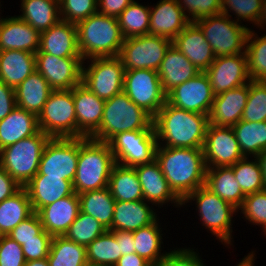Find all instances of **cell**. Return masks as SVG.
<instances>
[{
    "mask_svg": "<svg viewBox=\"0 0 266 266\" xmlns=\"http://www.w3.org/2000/svg\"><path fill=\"white\" fill-rule=\"evenodd\" d=\"M155 160L169 187L181 201L196 189L205 186L207 168L203 148L157 146Z\"/></svg>",
    "mask_w": 266,
    "mask_h": 266,
    "instance_id": "cell-1",
    "label": "cell"
},
{
    "mask_svg": "<svg viewBox=\"0 0 266 266\" xmlns=\"http://www.w3.org/2000/svg\"><path fill=\"white\" fill-rule=\"evenodd\" d=\"M208 115L189 112L167 102L153 117L157 146L203 148Z\"/></svg>",
    "mask_w": 266,
    "mask_h": 266,
    "instance_id": "cell-2",
    "label": "cell"
},
{
    "mask_svg": "<svg viewBox=\"0 0 266 266\" xmlns=\"http://www.w3.org/2000/svg\"><path fill=\"white\" fill-rule=\"evenodd\" d=\"M191 210L195 209L196 218L207 233H211L217 242L219 241L223 247L234 250V216L238 215V209L229 202L222 200L216 194L212 193L205 186H202L191 194H189L182 201V209H187V206H194ZM232 246V247H231Z\"/></svg>",
    "mask_w": 266,
    "mask_h": 266,
    "instance_id": "cell-3",
    "label": "cell"
},
{
    "mask_svg": "<svg viewBox=\"0 0 266 266\" xmlns=\"http://www.w3.org/2000/svg\"><path fill=\"white\" fill-rule=\"evenodd\" d=\"M115 157L107 142L79 138V158L73 189L77 194L108 187Z\"/></svg>",
    "mask_w": 266,
    "mask_h": 266,
    "instance_id": "cell-4",
    "label": "cell"
},
{
    "mask_svg": "<svg viewBox=\"0 0 266 266\" xmlns=\"http://www.w3.org/2000/svg\"><path fill=\"white\" fill-rule=\"evenodd\" d=\"M76 26L78 49L83 60L119 56L124 37L117 18L97 12Z\"/></svg>",
    "mask_w": 266,
    "mask_h": 266,
    "instance_id": "cell-5",
    "label": "cell"
},
{
    "mask_svg": "<svg viewBox=\"0 0 266 266\" xmlns=\"http://www.w3.org/2000/svg\"><path fill=\"white\" fill-rule=\"evenodd\" d=\"M152 124L153 117L122 91L105 101L100 127L90 138L108 143L118 133L146 130Z\"/></svg>",
    "mask_w": 266,
    "mask_h": 266,
    "instance_id": "cell-6",
    "label": "cell"
},
{
    "mask_svg": "<svg viewBox=\"0 0 266 266\" xmlns=\"http://www.w3.org/2000/svg\"><path fill=\"white\" fill-rule=\"evenodd\" d=\"M50 136L41 130L0 150V166L21 186L38 173L43 150Z\"/></svg>",
    "mask_w": 266,
    "mask_h": 266,
    "instance_id": "cell-7",
    "label": "cell"
},
{
    "mask_svg": "<svg viewBox=\"0 0 266 266\" xmlns=\"http://www.w3.org/2000/svg\"><path fill=\"white\" fill-rule=\"evenodd\" d=\"M215 57L245 53L249 28L220 13L195 21Z\"/></svg>",
    "mask_w": 266,
    "mask_h": 266,
    "instance_id": "cell-8",
    "label": "cell"
},
{
    "mask_svg": "<svg viewBox=\"0 0 266 266\" xmlns=\"http://www.w3.org/2000/svg\"><path fill=\"white\" fill-rule=\"evenodd\" d=\"M37 118L40 130L51 138H76L73 88L53 90Z\"/></svg>",
    "mask_w": 266,
    "mask_h": 266,
    "instance_id": "cell-9",
    "label": "cell"
},
{
    "mask_svg": "<svg viewBox=\"0 0 266 266\" xmlns=\"http://www.w3.org/2000/svg\"><path fill=\"white\" fill-rule=\"evenodd\" d=\"M124 72L119 56L83 60L82 83L106 101L123 91Z\"/></svg>",
    "mask_w": 266,
    "mask_h": 266,
    "instance_id": "cell-10",
    "label": "cell"
},
{
    "mask_svg": "<svg viewBox=\"0 0 266 266\" xmlns=\"http://www.w3.org/2000/svg\"><path fill=\"white\" fill-rule=\"evenodd\" d=\"M108 143L116 163L127 167L151 163L158 145L153 124L146 130L118 133Z\"/></svg>",
    "mask_w": 266,
    "mask_h": 266,
    "instance_id": "cell-11",
    "label": "cell"
},
{
    "mask_svg": "<svg viewBox=\"0 0 266 266\" xmlns=\"http://www.w3.org/2000/svg\"><path fill=\"white\" fill-rule=\"evenodd\" d=\"M172 40L155 35L124 39L119 54L124 70L152 69L158 71Z\"/></svg>",
    "mask_w": 266,
    "mask_h": 266,
    "instance_id": "cell-12",
    "label": "cell"
},
{
    "mask_svg": "<svg viewBox=\"0 0 266 266\" xmlns=\"http://www.w3.org/2000/svg\"><path fill=\"white\" fill-rule=\"evenodd\" d=\"M123 92L152 117L166 102V93L162 88L158 71L152 69L125 71Z\"/></svg>",
    "mask_w": 266,
    "mask_h": 266,
    "instance_id": "cell-13",
    "label": "cell"
},
{
    "mask_svg": "<svg viewBox=\"0 0 266 266\" xmlns=\"http://www.w3.org/2000/svg\"><path fill=\"white\" fill-rule=\"evenodd\" d=\"M79 158V138H50L40 159L38 173L73 183Z\"/></svg>",
    "mask_w": 266,
    "mask_h": 266,
    "instance_id": "cell-14",
    "label": "cell"
},
{
    "mask_svg": "<svg viewBox=\"0 0 266 266\" xmlns=\"http://www.w3.org/2000/svg\"><path fill=\"white\" fill-rule=\"evenodd\" d=\"M206 168L232 166L244 158L232 127L208 124L203 146Z\"/></svg>",
    "mask_w": 266,
    "mask_h": 266,
    "instance_id": "cell-15",
    "label": "cell"
},
{
    "mask_svg": "<svg viewBox=\"0 0 266 266\" xmlns=\"http://www.w3.org/2000/svg\"><path fill=\"white\" fill-rule=\"evenodd\" d=\"M36 70L53 90H68L82 82V58L53 56L36 52Z\"/></svg>",
    "mask_w": 266,
    "mask_h": 266,
    "instance_id": "cell-16",
    "label": "cell"
},
{
    "mask_svg": "<svg viewBox=\"0 0 266 266\" xmlns=\"http://www.w3.org/2000/svg\"><path fill=\"white\" fill-rule=\"evenodd\" d=\"M214 97L207 74L200 72L170 90L166 94V102L189 112L208 115Z\"/></svg>",
    "mask_w": 266,
    "mask_h": 266,
    "instance_id": "cell-17",
    "label": "cell"
},
{
    "mask_svg": "<svg viewBox=\"0 0 266 266\" xmlns=\"http://www.w3.org/2000/svg\"><path fill=\"white\" fill-rule=\"evenodd\" d=\"M205 73L215 96L250 82L245 53L215 57Z\"/></svg>",
    "mask_w": 266,
    "mask_h": 266,
    "instance_id": "cell-18",
    "label": "cell"
},
{
    "mask_svg": "<svg viewBox=\"0 0 266 266\" xmlns=\"http://www.w3.org/2000/svg\"><path fill=\"white\" fill-rule=\"evenodd\" d=\"M141 184L144 200L153 204L157 209H167L173 206L181 210L182 201L174 194L168 185L159 163L154 159L151 163L135 166ZM167 205V206H166Z\"/></svg>",
    "mask_w": 266,
    "mask_h": 266,
    "instance_id": "cell-19",
    "label": "cell"
},
{
    "mask_svg": "<svg viewBox=\"0 0 266 266\" xmlns=\"http://www.w3.org/2000/svg\"><path fill=\"white\" fill-rule=\"evenodd\" d=\"M76 113V138H90L100 127L105 101L82 82L73 88Z\"/></svg>",
    "mask_w": 266,
    "mask_h": 266,
    "instance_id": "cell-20",
    "label": "cell"
},
{
    "mask_svg": "<svg viewBox=\"0 0 266 266\" xmlns=\"http://www.w3.org/2000/svg\"><path fill=\"white\" fill-rule=\"evenodd\" d=\"M190 22L176 0L150 2L149 35L173 40Z\"/></svg>",
    "mask_w": 266,
    "mask_h": 266,
    "instance_id": "cell-21",
    "label": "cell"
},
{
    "mask_svg": "<svg viewBox=\"0 0 266 266\" xmlns=\"http://www.w3.org/2000/svg\"><path fill=\"white\" fill-rule=\"evenodd\" d=\"M0 51L18 50L36 53L40 33L17 15H0Z\"/></svg>",
    "mask_w": 266,
    "mask_h": 266,
    "instance_id": "cell-22",
    "label": "cell"
},
{
    "mask_svg": "<svg viewBox=\"0 0 266 266\" xmlns=\"http://www.w3.org/2000/svg\"><path fill=\"white\" fill-rule=\"evenodd\" d=\"M249 95V83L214 97L208 114L209 124L233 127L242 119Z\"/></svg>",
    "mask_w": 266,
    "mask_h": 266,
    "instance_id": "cell-23",
    "label": "cell"
},
{
    "mask_svg": "<svg viewBox=\"0 0 266 266\" xmlns=\"http://www.w3.org/2000/svg\"><path fill=\"white\" fill-rule=\"evenodd\" d=\"M172 45L182 52L199 72H205L215 59L210 44L195 22H190L172 40Z\"/></svg>",
    "mask_w": 266,
    "mask_h": 266,
    "instance_id": "cell-24",
    "label": "cell"
},
{
    "mask_svg": "<svg viewBox=\"0 0 266 266\" xmlns=\"http://www.w3.org/2000/svg\"><path fill=\"white\" fill-rule=\"evenodd\" d=\"M58 57L82 58L78 49L77 26L60 20L40 33L39 50Z\"/></svg>",
    "mask_w": 266,
    "mask_h": 266,
    "instance_id": "cell-25",
    "label": "cell"
},
{
    "mask_svg": "<svg viewBox=\"0 0 266 266\" xmlns=\"http://www.w3.org/2000/svg\"><path fill=\"white\" fill-rule=\"evenodd\" d=\"M158 213L162 212L145 200L115 201L111 230L134 232L153 223Z\"/></svg>",
    "mask_w": 266,
    "mask_h": 266,
    "instance_id": "cell-26",
    "label": "cell"
},
{
    "mask_svg": "<svg viewBox=\"0 0 266 266\" xmlns=\"http://www.w3.org/2000/svg\"><path fill=\"white\" fill-rule=\"evenodd\" d=\"M80 201L77 193L42 207L37 213L44 230L52 237L63 236L77 218Z\"/></svg>",
    "mask_w": 266,
    "mask_h": 266,
    "instance_id": "cell-27",
    "label": "cell"
},
{
    "mask_svg": "<svg viewBox=\"0 0 266 266\" xmlns=\"http://www.w3.org/2000/svg\"><path fill=\"white\" fill-rule=\"evenodd\" d=\"M24 188L34 212L74 193L71 181L46 175H35Z\"/></svg>",
    "mask_w": 266,
    "mask_h": 266,
    "instance_id": "cell-28",
    "label": "cell"
},
{
    "mask_svg": "<svg viewBox=\"0 0 266 266\" xmlns=\"http://www.w3.org/2000/svg\"><path fill=\"white\" fill-rule=\"evenodd\" d=\"M198 73L199 70L173 45L166 51L158 69L162 88L166 94Z\"/></svg>",
    "mask_w": 266,
    "mask_h": 266,
    "instance_id": "cell-29",
    "label": "cell"
},
{
    "mask_svg": "<svg viewBox=\"0 0 266 266\" xmlns=\"http://www.w3.org/2000/svg\"><path fill=\"white\" fill-rule=\"evenodd\" d=\"M40 131L35 114L16 107L0 120V150Z\"/></svg>",
    "mask_w": 266,
    "mask_h": 266,
    "instance_id": "cell-30",
    "label": "cell"
},
{
    "mask_svg": "<svg viewBox=\"0 0 266 266\" xmlns=\"http://www.w3.org/2000/svg\"><path fill=\"white\" fill-rule=\"evenodd\" d=\"M36 70L34 53L18 50L0 51V81L16 88Z\"/></svg>",
    "mask_w": 266,
    "mask_h": 266,
    "instance_id": "cell-31",
    "label": "cell"
},
{
    "mask_svg": "<svg viewBox=\"0 0 266 266\" xmlns=\"http://www.w3.org/2000/svg\"><path fill=\"white\" fill-rule=\"evenodd\" d=\"M160 222L162 221L158 217L153 223L133 232L135 252L151 265H158L167 254V249L163 250L164 246H162L166 238L163 231L167 227L165 224V228H162L163 225Z\"/></svg>",
    "mask_w": 266,
    "mask_h": 266,
    "instance_id": "cell-32",
    "label": "cell"
},
{
    "mask_svg": "<svg viewBox=\"0 0 266 266\" xmlns=\"http://www.w3.org/2000/svg\"><path fill=\"white\" fill-rule=\"evenodd\" d=\"M17 107L39 115L53 89L43 76L35 70L15 89Z\"/></svg>",
    "mask_w": 266,
    "mask_h": 266,
    "instance_id": "cell-33",
    "label": "cell"
},
{
    "mask_svg": "<svg viewBox=\"0 0 266 266\" xmlns=\"http://www.w3.org/2000/svg\"><path fill=\"white\" fill-rule=\"evenodd\" d=\"M21 14L17 16L39 33L48 30L61 20L59 0H20Z\"/></svg>",
    "mask_w": 266,
    "mask_h": 266,
    "instance_id": "cell-34",
    "label": "cell"
},
{
    "mask_svg": "<svg viewBox=\"0 0 266 266\" xmlns=\"http://www.w3.org/2000/svg\"><path fill=\"white\" fill-rule=\"evenodd\" d=\"M205 187L237 209L246 197L236 181L231 166L207 168Z\"/></svg>",
    "mask_w": 266,
    "mask_h": 266,
    "instance_id": "cell-35",
    "label": "cell"
},
{
    "mask_svg": "<svg viewBox=\"0 0 266 266\" xmlns=\"http://www.w3.org/2000/svg\"><path fill=\"white\" fill-rule=\"evenodd\" d=\"M108 189L115 201L144 200L135 167L116 163L110 174Z\"/></svg>",
    "mask_w": 266,
    "mask_h": 266,
    "instance_id": "cell-36",
    "label": "cell"
},
{
    "mask_svg": "<svg viewBox=\"0 0 266 266\" xmlns=\"http://www.w3.org/2000/svg\"><path fill=\"white\" fill-rule=\"evenodd\" d=\"M33 213L28 192L22 187L12 197L0 202V236L8 235Z\"/></svg>",
    "mask_w": 266,
    "mask_h": 266,
    "instance_id": "cell-37",
    "label": "cell"
},
{
    "mask_svg": "<svg viewBox=\"0 0 266 266\" xmlns=\"http://www.w3.org/2000/svg\"><path fill=\"white\" fill-rule=\"evenodd\" d=\"M80 211L97 219L107 230H111L115 200L108 187L78 194Z\"/></svg>",
    "mask_w": 266,
    "mask_h": 266,
    "instance_id": "cell-38",
    "label": "cell"
},
{
    "mask_svg": "<svg viewBox=\"0 0 266 266\" xmlns=\"http://www.w3.org/2000/svg\"><path fill=\"white\" fill-rule=\"evenodd\" d=\"M47 259L50 266H89L86 247L65 236L52 237Z\"/></svg>",
    "mask_w": 266,
    "mask_h": 266,
    "instance_id": "cell-39",
    "label": "cell"
},
{
    "mask_svg": "<svg viewBox=\"0 0 266 266\" xmlns=\"http://www.w3.org/2000/svg\"><path fill=\"white\" fill-rule=\"evenodd\" d=\"M232 128L244 157H257L266 149V121L240 120Z\"/></svg>",
    "mask_w": 266,
    "mask_h": 266,
    "instance_id": "cell-40",
    "label": "cell"
},
{
    "mask_svg": "<svg viewBox=\"0 0 266 266\" xmlns=\"http://www.w3.org/2000/svg\"><path fill=\"white\" fill-rule=\"evenodd\" d=\"M118 23L124 39L149 34L150 4L134 0L119 15Z\"/></svg>",
    "mask_w": 266,
    "mask_h": 266,
    "instance_id": "cell-41",
    "label": "cell"
},
{
    "mask_svg": "<svg viewBox=\"0 0 266 266\" xmlns=\"http://www.w3.org/2000/svg\"><path fill=\"white\" fill-rule=\"evenodd\" d=\"M257 33L251 28L246 38L247 72L250 81L266 82V32Z\"/></svg>",
    "mask_w": 266,
    "mask_h": 266,
    "instance_id": "cell-42",
    "label": "cell"
},
{
    "mask_svg": "<svg viewBox=\"0 0 266 266\" xmlns=\"http://www.w3.org/2000/svg\"><path fill=\"white\" fill-rule=\"evenodd\" d=\"M89 266H114L122 256L113 230H106L93 240L87 247Z\"/></svg>",
    "mask_w": 266,
    "mask_h": 266,
    "instance_id": "cell-43",
    "label": "cell"
},
{
    "mask_svg": "<svg viewBox=\"0 0 266 266\" xmlns=\"http://www.w3.org/2000/svg\"><path fill=\"white\" fill-rule=\"evenodd\" d=\"M231 167L245 196L265 190L262 169L257 157H244Z\"/></svg>",
    "mask_w": 266,
    "mask_h": 266,
    "instance_id": "cell-44",
    "label": "cell"
},
{
    "mask_svg": "<svg viewBox=\"0 0 266 266\" xmlns=\"http://www.w3.org/2000/svg\"><path fill=\"white\" fill-rule=\"evenodd\" d=\"M106 230L97 219L79 211L77 218L63 236L77 244L87 247Z\"/></svg>",
    "mask_w": 266,
    "mask_h": 266,
    "instance_id": "cell-45",
    "label": "cell"
},
{
    "mask_svg": "<svg viewBox=\"0 0 266 266\" xmlns=\"http://www.w3.org/2000/svg\"><path fill=\"white\" fill-rule=\"evenodd\" d=\"M263 0H222V12L249 29L256 27L261 14ZM245 24H244V23ZM247 22V23H246ZM252 24L251 27L247 24Z\"/></svg>",
    "mask_w": 266,
    "mask_h": 266,
    "instance_id": "cell-46",
    "label": "cell"
},
{
    "mask_svg": "<svg viewBox=\"0 0 266 266\" xmlns=\"http://www.w3.org/2000/svg\"><path fill=\"white\" fill-rule=\"evenodd\" d=\"M241 120L248 122L266 121V82H249V95Z\"/></svg>",
    "mask_w": 266,
    "mask_h": 266,
    "instance_id": "cell-47",
    "label": "cell"
},
{
    "mask_svg": "<svg viewBox=\"0 0 266 266\" xmlns=\"http://www.w3.org/2000/svg\"><path fill=\"white\" fill-rule=\"evenodd\" d=\"M238 214L243 215L241 218L246 223L257 225L263 231L266 228V189L246 195Z\"/></svg>",
    "mask_w": 266,
    "mask_h": 266,
    "instance_id": "cell-48",
    "label": "cell"
},
{
    "mask_svg": "<svg viewBox=\"0 0 266 266\" xmlns=\"http://www.w3.org/2000/svg\"><path fill=\"white\" fill-rule=\"evenodd\" d=\"M61 20L77 24L98 12V0H59Z\"/></svg>",
    "mask_w": 266,
    "mask_h": 266,
    "instance_id": "cell-49",
    "label": "cell"
},
{
    "mask_svg": "<svg viewBox=\"0 0 266 266\" xmlns=\"http://www.w3.org/2000/svg\"><path fill=\"white\" fill-rule=\"evenodd\" d=\"M186 17L195 22L222 12V0H176Z\"/></svg>",
    "mask_w": 266,
    "mask_h": 266,
    "instance_id": "cell-50",
    "label": "cell"
},
{
    "mask_svg": "<svg viewBox=\"0 0 266 266\" xmlns=\"http://www.w3.org/2000/svg\"><path fill=\"white\" fill-rule=\"evenodd\" d=\"M168 249V252L164 259L158 264V266H207L206 259H202V254L196 247H176ZM196 248V249H195ZM170 250V251H169ZM205 260V261H203Z\"/></svg>",
    "mask_w": 266,
    "mask_h": 266,
    "instance_id": "cell-51",
    "label": "cell"
},
{
    "mask_svg": "<svg viewBox=\"0 0 266 266\" xmlns=\"http://www.w3.org/2000/svg\"><path fill=\"white\" fill-rule=\"evenodd\" d=\"M44 230L37 212L20 222L7 236L19 245L30 240H38V235Z\"/></svg>",
    "mask_w": 266,
    "mask_h": 266,
    "instance_id": "cell-52",
    "label": "cell"
},
{
    "mask_svg": "<svg viewBox=\"0 0 266 266\" xmlns=\"http://www.w3.org/2000/svg\"><path fill=\"white\" fill-rule=\"evenodd\" d=\"M22 246L7 235L0 236V266H24Z\"/></svg>",
    "mask_w": 266,
    "mask_h": 266,
    "instance_id": "cell-53",
    "label": "cell"
},
{
    "mask_svg": "<svg viewBox=\"0 0 266 266\" xmlns=\"http://www.w3.org/2000/svg\"><path fill=\"white\" fill-rule=\"evenodd\" d=\"M52 236L43 230L38 235V240L24 242L22 251L26 261L39 260L47 258L50 250Z\"/></svg>",
    "mask_w": 266,
    "mask_h": 266,
    "instance_id": "cell-54",
    "label": "cell"
},
{
    "mask_svg": "<svg viewBox=\"0 0 266 266\" xmlns=\"http://www.w3.org/2000/svg\"><path fill=\"white\" fill-rule=\"evenodd\" d=\"M16 107L14 88L6 85L3 81H0V120H3Z\"/></svg>",
    "mask_w": 266,
    "mask_h": 266,
    "instance_id": "cell-55",
    "label": "cell"
},
{
    "mask_svg": "<svg viewBox=\"0 0 266 266\" xmlns=\"http://www.w3.org/2000/svg\"><path fill=\"white\" fill-rule=\"evenodd\" d=\"M134 0H98V13L118 18Z\"/></svg>",
    "mask_w": 266,
    "mask_h": 266,
    "instance_id": "cell-56",
    "label": "cell"
},
{
    "mask_svg": "<svg viewBox=\"0 0 266 266\" xmlns=\"http://www.w3.org/2000/svg\"><path fill=\"white\" fill-rule=\"evenodd\" d=\"M22 187L0 166V202L12 197Z\"/></svg>",
    "mask_w": 266,
    "mask_h": 266,
    "instance_id": "cell-57",
    "label": "cell"
},
{
    "mask_svg": "<svg viewBox=\"0 0 266 266\" xmlns=\"http://www.w3.org/2000/svg\"><path fill=\"white\" fill-rule=\"evenodd\" d=\"M113 235L115 236L122 256L125 254L135 253L134 248V240H133V232L129 231H121V230H113Z\"/></svg>",
    "mask_w": 266,
    "mask_h": 266,
    "instance_id": "cell-58",
    "label": "cell"
},
{
    "mask_svg": "<svg viewBox=\"0 0 266 266\" xmlns=\"http://www.w3.org/2000/svg\"><path fill=\"white\" fill-rule=\"evenodd\" d=\"M114 266H152L147 260L139 256L136 252L121 256Z\"/></svg>",
    "mask_w": 266,
    "mask_h": 266,
    "instance_id": "cell-59",
    "label": "cell"
},
{
    "mask_svg": "<svg viewBox=\"0 0 266 266\" xmlns=\"http://www.w3.org/2000/svg\"><path fill=\"white\" fill-rule=\"evenodd\" d=\"M256 250H252L248 252L247 255H245L242 259H240V261H238L239 263H237L235 266H255V261L257 259L256 256Z\"/></svg>",
    "mask_w": 266,
    "mask_h": 266,
    "instance_id": "cell-60",
    "label": "cell"
},
{
    "mask_svg": "<svg viewBox=\"0 0 266 266\" xmlns=\"http://www.w3.org/2000/svg\"><path fill=\"white\" fill-rule=\"evenodd\" d=\"M255 29L266 32V0H263L261 14Z\"/></svg>",
    "mask_w": 266,
    "mask_h": 266,
    "instance_id": "cell-61",
    "label": "cell"
},
{
    "mask_svg": "<svg viewBox=\"0 0 266 266\" xmlns=\"http://www.w3.org/2000/svg\"><path fill=\"white\" fill-rule=\"evenodd\" d=\"M261 169H262V174H263V183L266 189V149L263 150L258 156H257Z\"/></svg>",
    "mask_w": 266,
    "mask_h": 266,
    "instance_id": "cell-62",
    "label": "cell"
},
{
    "mask_svg": "<svg viewBox=\"0 0 266 266\" xmlns=\"http://www.w3.org/2000/svg\"><path fill=\"white\" fill-rule=\"evenodd\" d=\"M24 266H50L48 259L43 258L39 260L26 261Z\"/></svg>",
    "mask_w": 266,
    "mask_h": 266,
    "instance_id": "cell-63",
    "label": "cell"
},
{
    "mask_svg": "<svg viewBox=\"0 0 266 266\" xmlns=\"http://www.w3.org/2000/svg\"><path fill=\"white\" fill-rule=\"evenodd\" d=\"M1 3H2V1L0 0V15L2 14V12H4V9L1 10V8H3V7H2L3 4H1Z\"/></svg>",
    "mask_w": 266,
    "mask_h": 266,
    "instance_id": "cell-64",
    "label": "cell"
},
{
    "mask_svg": "<svg viewBox=\"0 0 266 266\" xmlns=\"http://www.w3.org/2000/svg\"><path fill=\"white\" fill-rule=\"evenodd\" d=\"M261 233H263V235L266 237V228L263 231H261Z\"/></svg>",
    "mask_w": 266,
    "mask_h": 266,
    "instance_id": "cell-65",
    "label": "cell"
}]
</instances>
